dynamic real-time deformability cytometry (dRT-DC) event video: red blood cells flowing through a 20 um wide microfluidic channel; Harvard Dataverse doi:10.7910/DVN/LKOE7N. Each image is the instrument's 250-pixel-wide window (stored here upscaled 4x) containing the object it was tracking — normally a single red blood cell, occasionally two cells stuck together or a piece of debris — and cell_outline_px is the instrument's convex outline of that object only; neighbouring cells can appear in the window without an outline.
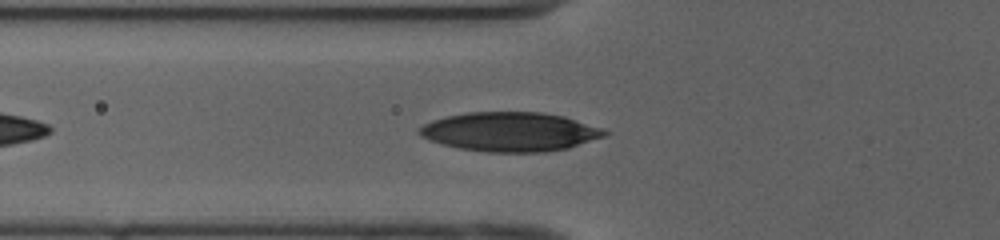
{"species": "human", "species_latin": "Homo sapiens", "temperature_condition": "cold", "stored_images_in_passage": 37, "camera_frame_rate_fps": 3000, "um_per_image_px": 0.085, "donor": {"sex": "female"}, "frame": {"image": 1, "passage_image": 5, "time_ms": 1.333, "image_size_px": [1000, 240], "cell_outline_px": [[608, 132], [604, 136], [568, 148], [544, 152], [488, 152], [460, 148], [440, 144], [428, 140], [420, 136], [420, 128], [424, 124], [432, 120], [448, 116], [468, 112], [540, 112], [564, 116], [600, 128]], "centroid_in_image_um": [43.32, 11.2], "position_along_channel_um": 82.5, "area_um2": 41.96}}
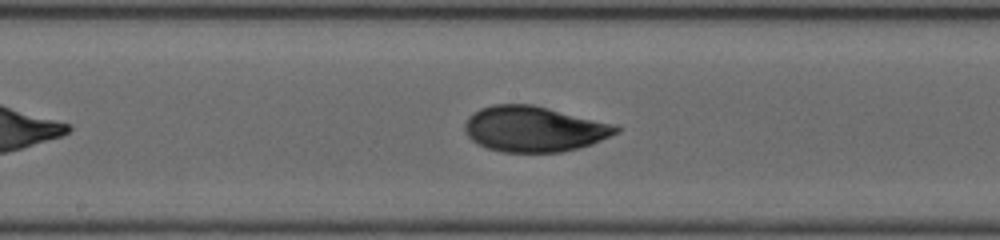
{"frame": {"image": 2, "passage_image": 14, "time_ms": 4.333, "image_size_px": [1000, 240], "cell_outline_px": [[620, 132], [592, 144], [580, 148], [560, 152], [500, 152], [488, 148], [472, 140], [464, 132], [464, 124], [468, 116], [480, 108], [492, 104], [532, 104], [616, 124], [620, 128]], "centroid_in_image_um": [45.4, 10.96], "position_along_channel_um": 202.8, "area_um2": 40.4}}
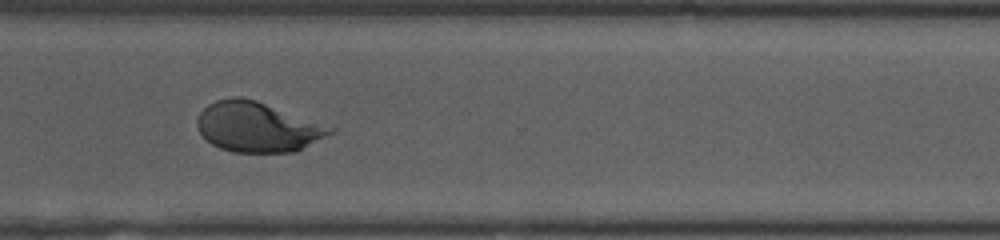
{"frame": {"image": 3, "passage_image": 25, "time_ms": 8.0, "image_size_px": [1000, 240], "cell_outline_px": [[336, 132], [296, 152], [232, 152], [220, 148], [212, 144], [200, 132], [196, 124], [196, 120], [200, 112], [208, 104], [216, 100], [232, 96], [240, 96], [256, 100], [336, 128]], "centroid_in_image_um": [21.9, 10.79], "position_along_channel_um": 348.7, "area_um2": 38.84}, "authors_computed_cell_mechanics": {"area_um2": 39.4774, "velocity_mm_per_s": 3.9929, "shape_relaxation_time_tau1_ms": 4.6206, "shape_relaxation_time_tau2_ms": 1.3287, "deformation_change_tau1": 0.1847, "deformation_change_tau2": 0.0595}}